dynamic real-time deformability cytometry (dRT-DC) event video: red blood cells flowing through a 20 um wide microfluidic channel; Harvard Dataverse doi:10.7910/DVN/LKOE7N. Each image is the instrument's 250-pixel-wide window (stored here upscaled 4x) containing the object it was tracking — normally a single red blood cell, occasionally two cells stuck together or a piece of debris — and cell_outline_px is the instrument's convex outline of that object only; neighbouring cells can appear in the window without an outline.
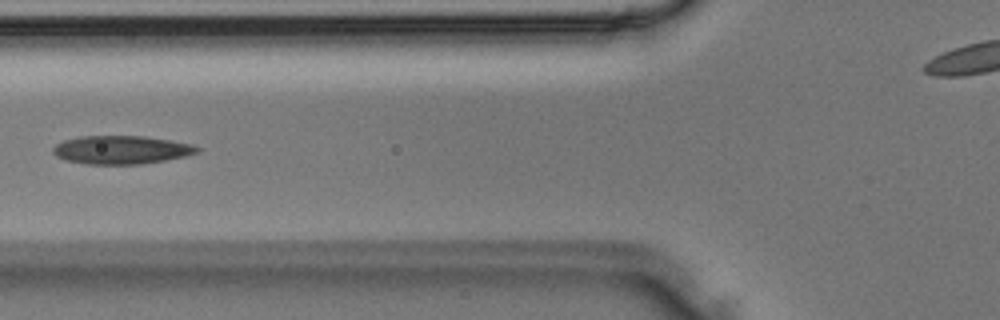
{"species": "Egyptian fruit bat (a non-hibernating species)", "species_latin": "Rousettus aegyptiacus", "temperature_condition": "room temperature", "stored_images_in_passage": 31, "camera_frame_rate_fps": 3000, "um_per_image_px": 0.085, "animal": {"sex": "male"}, "frame": {"image": 1, "passage_image": 7, "time_ms": 2.0, "image_size_px": [1000, 320], "cell_outline_px": [[200, 152], [184, 156], [164, 160], [140, 164], [88, 164], [64, 160], [56, 156], [52, 152], [52, 148], [56, 144], [64, 140], [80, 136], [144, 136], [192, 144], [200, 148]], "centroid_in_image_um": [10.28, 12.73], "position_along_channel_um": 115.5, "area_um2": 23.76}}
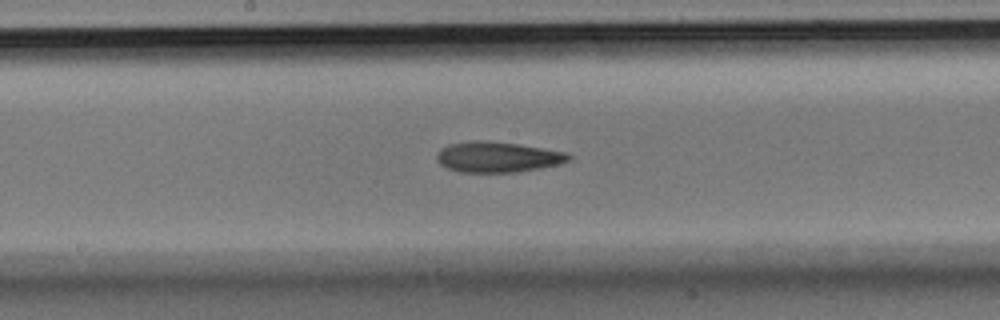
{"frame": {"image": 2, "passage_image": 12, "time_ms": 3.667, "image_size_px": [1000, 320], "cell_outline_px": [[572, 156], [568, 160], [556, 164], [540, 168], [516, 172], [460, 172], [448, 168], [440, 164], [436, 160], [436, 152], [440, 148], [448, 144], [472, 140], [480, 140], [516, 144], [568, 152]], "centroid_in_image_um": [42.24, 13.34], "position_along_channel_um": 206.0, "area_um2": 23.41}}
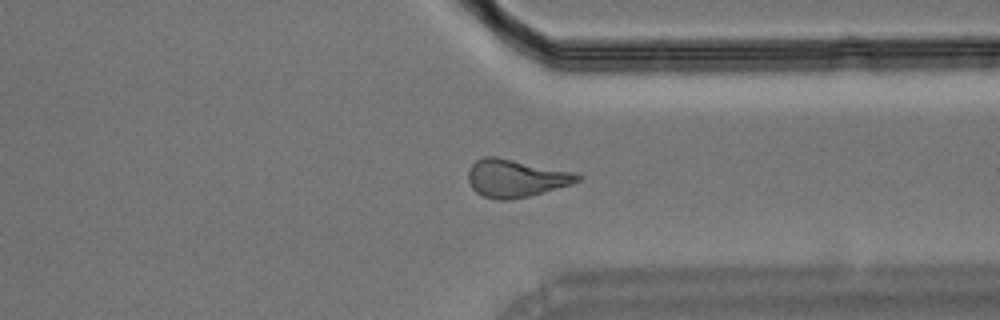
{"frame": {"image": 3, "passage_image": 21, "time_ms": 6.667, "image_size_px": [1000, 320], "cell_outline_px": [[584, 176], [580, 180], [572, 184], [528, 196], [508, 200], [496, 200], [484, 196], [476, 192], [472, 188], [468, 180], [468, 172], [472, 164], [476, 160], [484, 156], [496, 156], [572, 172]], "centroid_in_image_um": [43.82, 15.15], "position_along_channel_um": 367.6, "area_um2": 23.87}}